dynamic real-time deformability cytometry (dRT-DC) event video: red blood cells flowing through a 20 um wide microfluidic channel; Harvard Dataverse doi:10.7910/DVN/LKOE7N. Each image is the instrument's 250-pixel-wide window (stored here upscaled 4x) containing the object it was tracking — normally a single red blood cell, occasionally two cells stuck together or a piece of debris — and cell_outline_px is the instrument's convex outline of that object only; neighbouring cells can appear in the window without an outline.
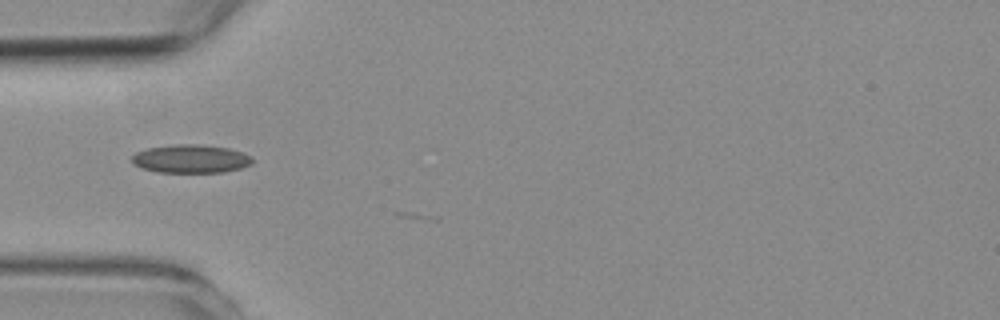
{"species": "common noctule bat (a hibernating species)", "species_latin": "Nyctalus noctula", "temperature_condition": "room temperature", "stored_images_in_passage": 9, "camera_frame_rate_fps": 3000, "um_per_image_px": 0.085, "animal": {"sex": "female", "body_mass_g": 19.3, "forearm_length_mm": 54.1}, "frame": {"image": 1, "passage_image": 8, "time_ms": 2.333, "image_size_px": [1000, 320], "cell_outline_px": [[252, 164], [240, 168], [224, 172], [156, 172], [140, 168], [132, 164], [132, 156], [136, 152], [148, 148], [176, 144], [200, 144], [228, 148], [252, 156]], "centroid_in_image_um": [16.19, 13.5], "position_along_channel_um": 68.8, "area_um2": 19.94}}